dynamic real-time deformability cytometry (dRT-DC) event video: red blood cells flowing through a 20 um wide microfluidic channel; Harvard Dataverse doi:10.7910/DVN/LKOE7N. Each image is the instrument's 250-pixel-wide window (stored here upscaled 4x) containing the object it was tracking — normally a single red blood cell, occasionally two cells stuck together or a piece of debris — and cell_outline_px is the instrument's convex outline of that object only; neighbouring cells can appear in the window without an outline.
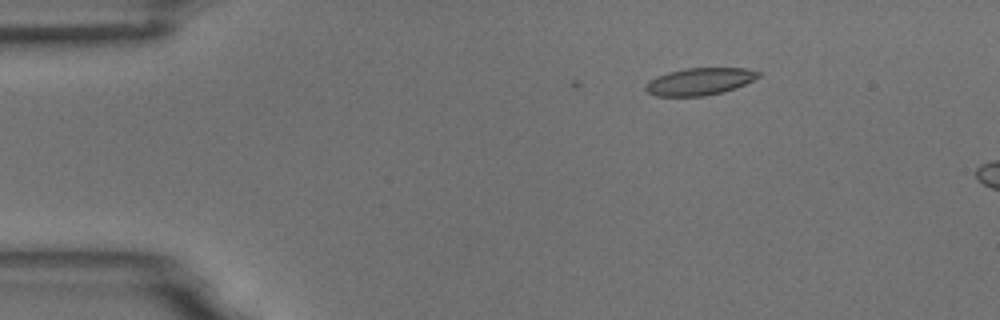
{"species": "common noctule bat (a hibernating species)", "species_latin": "Nyctalus noctula", "temperature_condition": "room temperature", "stored_images_in_passage": 8, "camera_frame_rate_fps": 3000, "um_per_image_px": 0.085, "animal": {"sex": "male", "body_mass_g": 18.8}, "frame": {"image": 1, "passage_image": 8, "time_ms": 2.333, "image_size_px": [1000, 320], "cell_outline_px": [[760, 76], [744, 84], [720, 92], [704, 96], [656, 96], [648, 92], [644, 88], [648, 80], [656, 76], [668, 72], [684, 68], [748, 68], [760, 72]], "centroid_in_image_um": [59.42, 6.91], "position_along_channel_um": 25.6, "area_um2": 17.74}}